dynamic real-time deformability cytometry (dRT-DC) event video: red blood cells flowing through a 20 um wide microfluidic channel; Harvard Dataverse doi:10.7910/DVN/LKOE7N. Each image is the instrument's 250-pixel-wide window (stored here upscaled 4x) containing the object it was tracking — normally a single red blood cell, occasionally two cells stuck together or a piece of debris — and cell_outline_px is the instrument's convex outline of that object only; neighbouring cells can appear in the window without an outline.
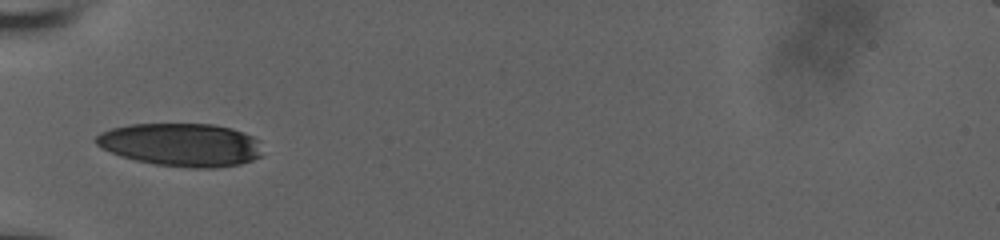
{"species": "human", "species_latin": "Homo sapiens", "temperature_condition": "room temperature", "stored_images_in_passage": 36, "camera_frame_rate_fps": 3000, "um_per_image_px": 0.085, "donor": {"sex": "male"}, "frame": {"image": 1, "passage_image": 1, "time_ms": 0.0, "image_size_px": [1000, 240], "cell_outline_px": [[264, 156], [240, 164], [216, 168], [188, 168], [156, 164], [136, 160], [120, 156], [96, 144], [96, 136], [100, 132], [112, 128], [132, 124], [212, 124], [232, 128], [244, 132], [252, 136], [256, 140]], "centroid_in_image_um": [15.42, 12.31], "position_along_channel_um": 69.6, "area_um2": 41.79}}
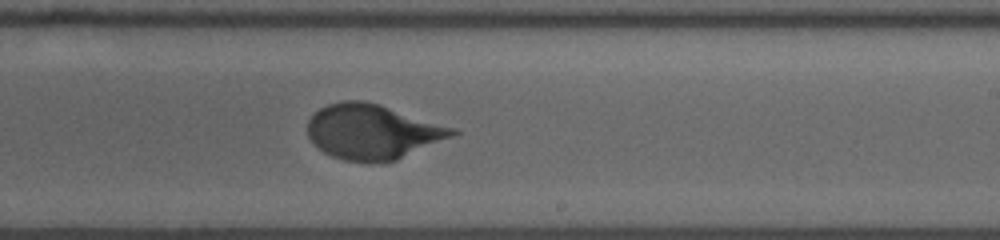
{"frame": {"image": 2, "passage_image": 16, "time_ms": 5.0, "image_size_px": [1000, 240], "cell_outline_px": [[460, 132], [452, 136], [396, 160], [368, 164], [344, 160], [332, 156], [324, 152], [308, 136], [308, 120], [320, 108], [328, 104], [340, 100], [364, 100], [380, 104], [456, 128]], "centroid_in_image_um": [31.67, 11.19], "position_along_channel_um": 257.3, "area_um2": 46.3}}
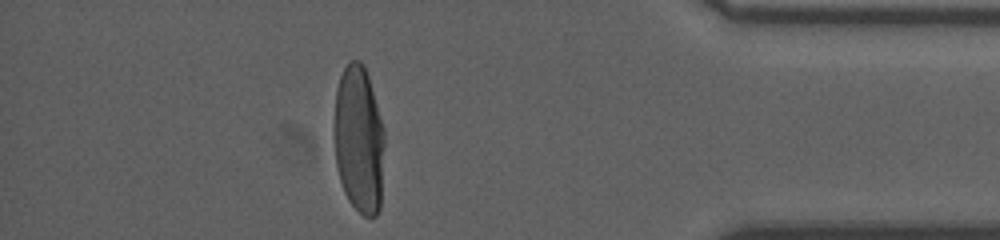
{"frame": {"image": 3, "passage_image": 30, "time_ms": 9.667, "image_size_px": [1000, 240], "cell_outline_px": [[384, 144], [380, 208], [376, 216], [364, 216], [348, 200], [344, 192], [336, 168], [332, 128], [336, 88], [340, 76], [348, 60], [360, 60], [364, 64], [368, 76], [384, 128]], "centroid_in_image_um": [30.47, 11.83], "position_along_channel_um": 404.7, "area_um2": 44.1}, "authors_computed_cell_mechanics": {"area_um2": 45.5753, "velocity_mm_per_s": 3.8114, "shape_relaxation_time_tau1_ms": 5.6174, "shape_relaxation_time_tau2_ms": null, "deformation_change_tau1": 0.2166, "deformation_change_tau2": null}}